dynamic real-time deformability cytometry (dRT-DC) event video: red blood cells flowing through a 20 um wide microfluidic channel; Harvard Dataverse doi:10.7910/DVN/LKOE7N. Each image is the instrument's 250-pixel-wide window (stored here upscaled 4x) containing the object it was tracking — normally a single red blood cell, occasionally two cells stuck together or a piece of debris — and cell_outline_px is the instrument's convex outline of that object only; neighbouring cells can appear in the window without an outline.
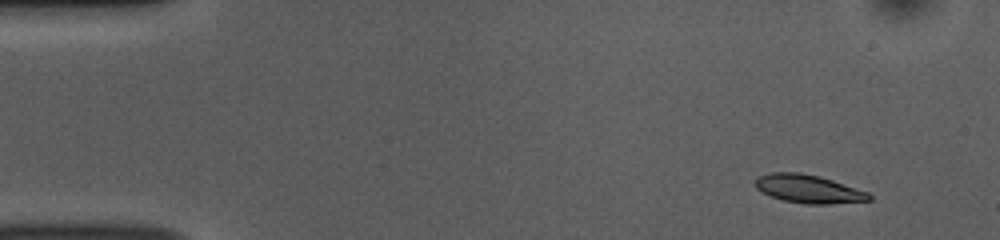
{"species": "common noctule bat (a hibernating species)", "species_latin": "Nyctalus noctula", "temperature_condition": "room temperature", "stored_images_in_passage": 50, "camera_frame_rate_fps": 3000, "um_per_image_px": 0.085, "animal": {"sex": "female", "body_mass_g": 10.0, "forearm_length_mm": 53.1}, "frame": {"image": 1, "passage_image": 1, "time_ms": 0.0, "image_size_px": [1000, 240], "cell_outline_px": [[872, 200], [828, 204], [804, 204], [780, 200], [756, 188], [756, 180], [760, 176], [772, 172], [800, 172], [820, 176], [868, 192], [872, 196]], "centroid_in_image_um": [68.74, 16.06], "position_along_channel_um": 16.3, "area_um2": 18.67}}
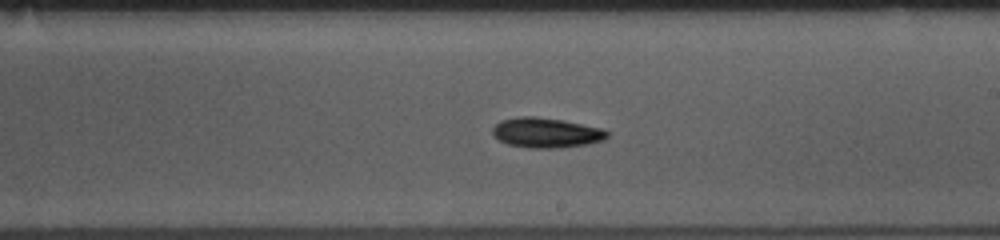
{"frame": {"image": 2, "passage_image": 27, "time_ms": 8.667, "image_size_px": [1000, 240], "cell_outline_px": [[608, 136], [604, 140], [588, 144], [560, 148], [528, 148], [508, 144], [492, 136], [492, 128], [500, 120], [520, 116], [536, 116], [560, 120], [600, 128], [608, 132]], "centroid_in_image_um": [46.38, 11.29], "position_along_channel_um": 242.6, "area_um2": 20.0}}
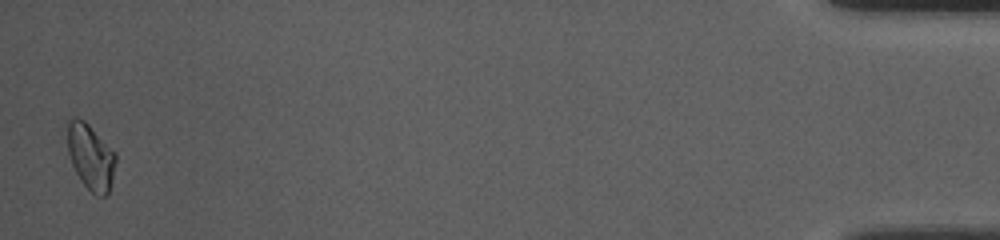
{"frame": {"image": 3, "passage_image": 49, "time_ms": 16.0, "image_size_px": [1000, 240], "cell_outline_px": [[116, 160], [112, 180], [108, 192], [104, 196], [96, 196], [80, 180], [72, 164], [68, 152], [64, 124], [64, 120], [76, 116], [84, 120], [116, 152]], "centroid_in_image_um": [7.65, 13.25], "position_along_channel_um": 427.5, "area_um2": 18.96}, "authors_computed_cell_mechanics": {"area_um2": 18.6694, "velocity_mm_per_s": 3.7429, "shape_relaxation_time_tau1_ms": 2.9177, "shape_relaxation_time_tau2_ms": null, "deformation_change_tau1": 0.1129, "deformation_change_tau2": null}}